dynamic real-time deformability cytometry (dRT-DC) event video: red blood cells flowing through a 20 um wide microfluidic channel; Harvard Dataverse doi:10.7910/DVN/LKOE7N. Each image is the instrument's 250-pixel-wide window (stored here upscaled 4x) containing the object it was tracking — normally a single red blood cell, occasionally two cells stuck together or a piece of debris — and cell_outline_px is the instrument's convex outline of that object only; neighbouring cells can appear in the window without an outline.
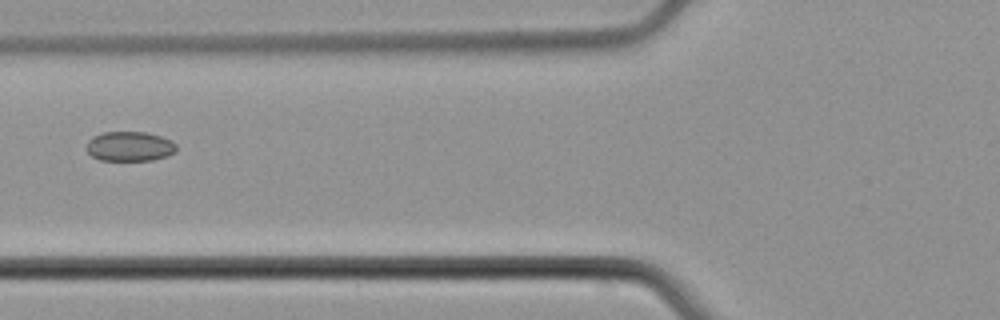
{"species": "common noctule bat (a hibernating species)", "species_latin": "Nyctalus noctula", "temperature_condition": "cold", "stored_images_in_passage": 2, "camera_frame_rate_fps": 3000, "um_per_image_px": 0.085, "animal": {"sex": "male", "body_mass_g": 21.5, "forearm_length_mm": 52.0}, "frame": {"image": 1, "passage_image": 2, "time_ms": 1.0, "image_size_px": [1000, 320], "cell_outline_px": [[176, 152], [168, 156], [152, 160], [100, 160], [92, 156], [88, 152], [88, 140], [92, 136], [104, 132], [148, 132], [172, 140], [176, 144]], "centroid_in_image_um": [11.06, 12.43], "position_along_channel_um": 114.7, "area_um2": 15.61}}